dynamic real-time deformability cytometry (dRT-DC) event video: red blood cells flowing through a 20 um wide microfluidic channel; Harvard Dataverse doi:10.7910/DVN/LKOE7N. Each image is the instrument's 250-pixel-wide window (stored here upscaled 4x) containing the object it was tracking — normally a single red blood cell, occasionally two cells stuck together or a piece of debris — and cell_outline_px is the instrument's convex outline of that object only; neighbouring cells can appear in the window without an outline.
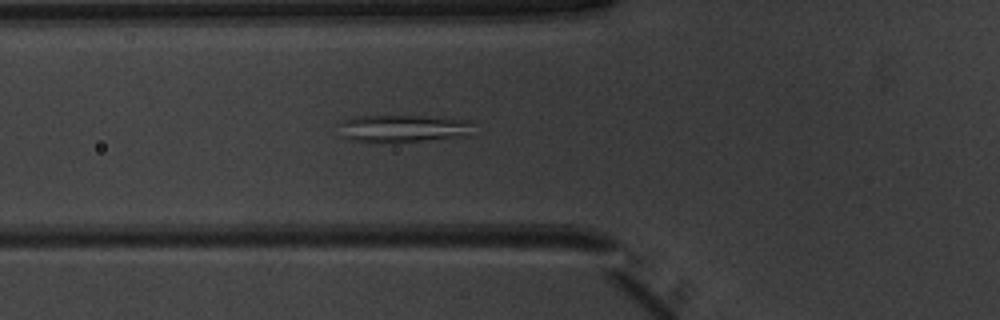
{"species": "common noctule bat (a hibernating species)", "species_latin": "Nyctalus noctula", "temperature_condition": "warm", "stored_images_in_passage": 52, "camera_frame_rate_fps": 3000, "um_per_image_px": 0.085, "animal": {"sex": "male", "body_mass_g": 20.1, "forearm_length_mm": 53.5}, "frame": {"image": 1, "passage_image": 20, "time_ms": 6.333, "image_size_px": [1000, 320], "cell_outline_px": [[472, 136], [420, 140], [352, 140], [340, 136], [340, 120], [352, 116], [424, 116], [472, 120]], "centroid_in_image_um": [34.31, 10.88], "position_along_channel_um": 91.5, "area_um2": 21.1}}
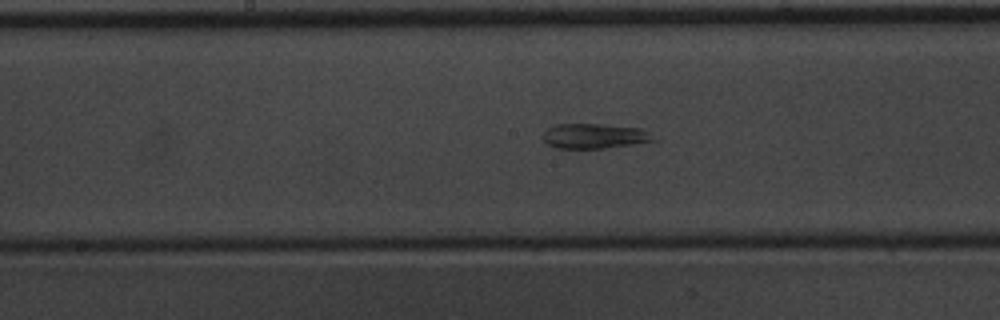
{"frame": {"image": 2, "passage_image": 28, "time_ms": 9.0, "image_size_px": [1000, 320], "cell_outline_px": [[660, 140], [604, 148], [556, 148], [548, 144], [540, 136], [548, 128], [556, 124], [600, 124], [640, 128], [648, 132]], "centroid_in_image_um": [50.52, 11.56], "position_along_channel_um": 197.7, "area_um2": 16.07}}
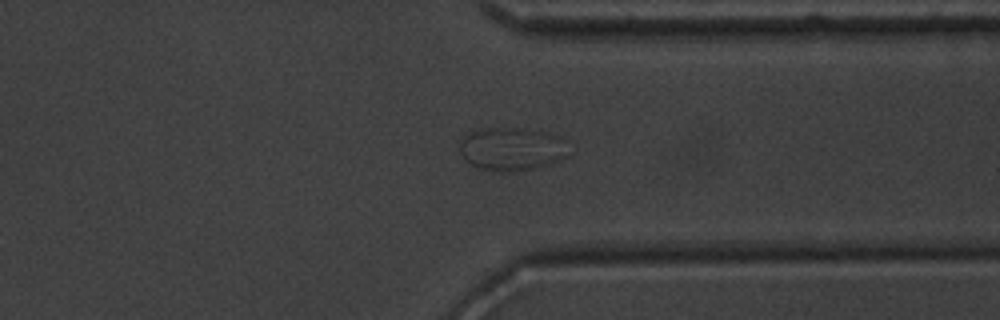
{"frame": {"image": 3, "passage_image": 41, "time_ms": 13.333, "image_size_px": [1000, 320], "cell_outline_px": [[568, 156], [532, 168], [512, 172], [504, 172], [480, 168], [472, 164], [460, 152], [460, 140], [464, 132], [488, 128], [520, 128], [544, 132], [560, 136], [564, 140]], "centroid_in_image_um": [43.45, 12.63], "position_along_channel_um": 368.0, "area_um2": 27.05}}